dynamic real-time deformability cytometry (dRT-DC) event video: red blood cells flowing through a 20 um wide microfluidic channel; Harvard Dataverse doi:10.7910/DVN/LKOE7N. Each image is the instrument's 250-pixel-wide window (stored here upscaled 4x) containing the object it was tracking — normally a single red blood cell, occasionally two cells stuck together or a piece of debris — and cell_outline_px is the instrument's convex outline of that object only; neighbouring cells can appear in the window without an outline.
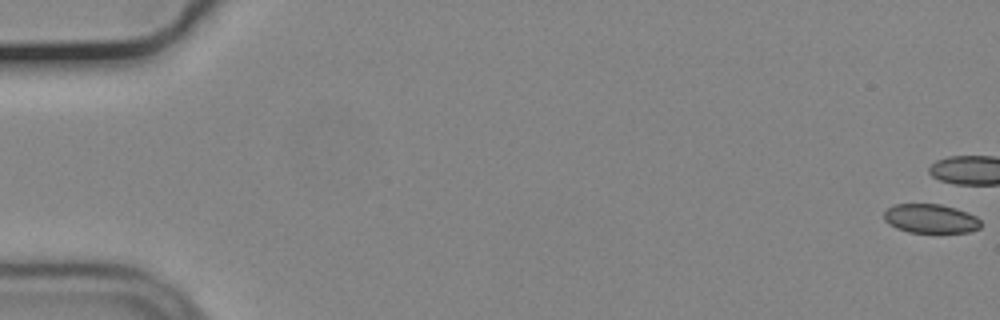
{"species": "common noctule bat (a hibernating species)", "species_latin": "Nyctalus noctula", "temperature_condition": "cold", "stored_images_in_passage": 8, "camera_frame_rate_fps": 3000, "um_per_image_px": 0.085, "animal": {"sex": "male", "body_mass_g": 19.2, "forearm_length_mm": 51.8}, "frame": {"image": 1, "passage_image": 1, "time_ms": 0.0, "image_size_px": [1000, 320], "cell_outline_px": [[980, 228], [968, 232], [908, 232], [896, 228], [888, 224], [884, 220], [884, 212], [888, 208], [896, 204], [940, 204], [956, 208], [968, 212], [976, 216], [980, 220]], "centroid_in_image_um": [79.1, 18.58], "position_along_channel_um": 5.9, "area_um2": 16.42}}